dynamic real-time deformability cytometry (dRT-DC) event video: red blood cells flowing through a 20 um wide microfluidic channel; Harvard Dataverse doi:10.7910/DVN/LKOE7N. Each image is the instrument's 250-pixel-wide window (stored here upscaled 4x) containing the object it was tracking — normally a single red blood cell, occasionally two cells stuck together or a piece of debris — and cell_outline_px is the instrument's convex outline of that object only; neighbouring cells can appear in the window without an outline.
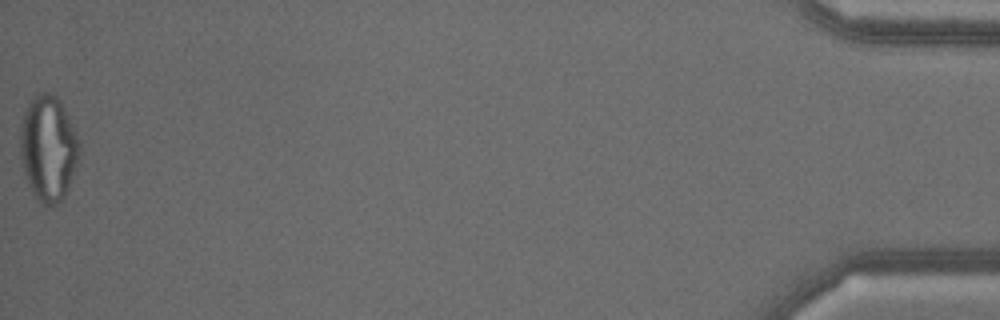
{"species": "common noctule bat (a hibernating species)", "species_latin": "Nyctalus noctula", "temperature_condition": "warm", "stored_images_in_passage": 56, "camera_frame_rate_fps": 3000, "um_per_image_px": 0.085, "animal": {"sex": "male", "body_mass_g": 18.8}, "frame": {"image": 1, "passage_image": 56, "time_ms": 18.333, "image_size_px": [1000, 320], "cell_outline_px": [[80, 152], [68, 188], [64, 196], [52, 208], [44, 208], [36, 200], [24, 176], [20, 156], [20, 124], [24, 108], [40, 92], [48, 92], [56, 96], [60, 100], [80, 140]], "centroid_in_image_um": [4.08, 12.64], "position_along_channel_um": 431.1, "area_um2": 36.88}}